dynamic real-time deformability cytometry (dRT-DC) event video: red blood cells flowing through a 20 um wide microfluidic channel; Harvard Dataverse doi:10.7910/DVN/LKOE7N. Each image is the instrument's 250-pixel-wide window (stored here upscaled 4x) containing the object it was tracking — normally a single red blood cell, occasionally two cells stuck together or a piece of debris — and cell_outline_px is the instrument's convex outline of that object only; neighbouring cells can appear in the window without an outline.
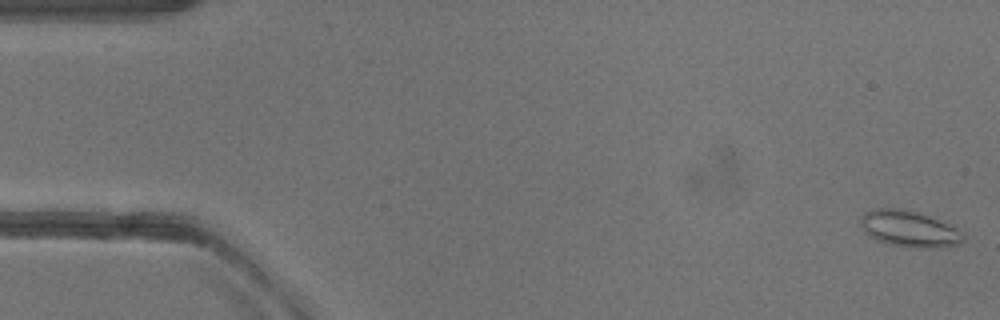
{"species": "common noctule bat (a hibernating species)", "species_latin": "Nyctalus noctula", "temperature_condition": "warm", "stored_images_in_passage": 8, "camera_frame_rate_fps": 3000, "um_per_image_px": 0.085, "animal": {"sex": "female"}, "frame": {"image": 1, "passage_image": 1, "time_ms": 0.0, "image_size_px": [1000, 320], "cell_outline_px": [[964, 240], [956, 244], [944, 248], [904, 248], [888, 244], [876, 240], [868, 236], [860, 228], [860, 216], [864, 212], [876, 208], [904, 208], [920, 212], [932, 216], [964, 232]], "centroid_in_image_um": [77.25, 19.45], "position_along_channel_um": 7.7, "area_um2": 22.48}}